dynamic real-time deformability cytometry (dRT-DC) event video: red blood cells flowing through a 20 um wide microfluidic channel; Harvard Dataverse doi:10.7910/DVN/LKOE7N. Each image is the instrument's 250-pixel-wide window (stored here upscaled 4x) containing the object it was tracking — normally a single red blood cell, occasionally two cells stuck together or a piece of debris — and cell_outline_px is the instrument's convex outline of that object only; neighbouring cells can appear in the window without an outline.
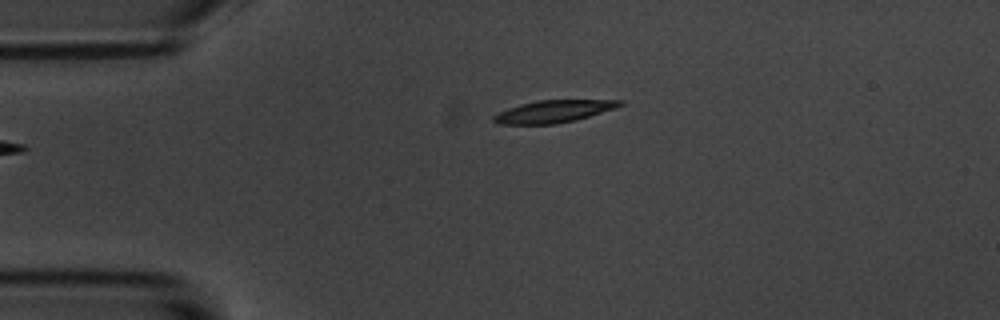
{"species": "common noctule bat (a hibernating species)", "species_latin": "Nyctalus noctula", "temperature_condition": "room temperature", "stored_images_in_passage": 6, "camera_frame_rate_fps": 3000, "um_per_image_px": 0.085, "animal": {"sex": "male", "body_mass_g": 20.1, "forearm_length_mm": 53.5}, "frame": {"image": 1, "passage_image": 6, "time_ms": 6.0, "image_size_px": [1000, 320], "cell_outline_px": [[624, 104], [616, 108], [576, 120], [556, 124], [500, 124], [492, 120], [492, 116], [508, 108], [520, 104], [540, 100], [624, 100]], "centroid_in_image_um": [47.08, 9.47], "position_along_channel_um": 37.9, "area_um2": 16.36}}